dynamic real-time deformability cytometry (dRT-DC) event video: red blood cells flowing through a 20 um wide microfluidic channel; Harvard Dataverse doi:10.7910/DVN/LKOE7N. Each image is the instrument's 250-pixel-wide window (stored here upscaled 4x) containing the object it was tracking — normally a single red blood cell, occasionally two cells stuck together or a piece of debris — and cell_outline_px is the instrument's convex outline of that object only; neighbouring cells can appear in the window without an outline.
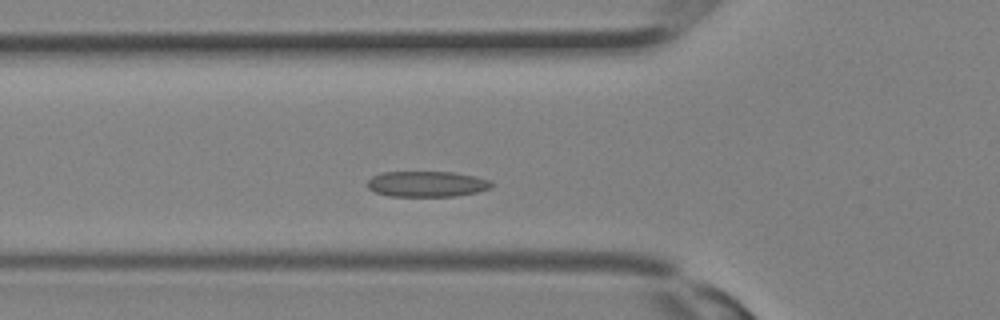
{"species": "Egyptian fruit bat (a non-hibernating species)", "species_latin": "Rousettus aegyptiacus", "temperature_condition": "room temperature", "stored_images_in_passage": 28, "camera_frame_rate_fps": 3000, "um_per_image_px": 0.085, "animal": {"sex": "female"}, "frame": {"image": 1, "passage_image": 7, "time_ms": 2.0, "image_size_px": [1000, 320], "cell_outline_px": [[492, 188], [476, 192], [456, 196], [388, 196], [376, 192], [368, 188], [368, 180], [372, 176], [380, 172], [452, 172], [476, 176], [488, 180], [492, 184]], "centroid_in_image_um": [36.27, 15.64], "position_along_channel_um": 89.5, "area_um2": 18.55}}
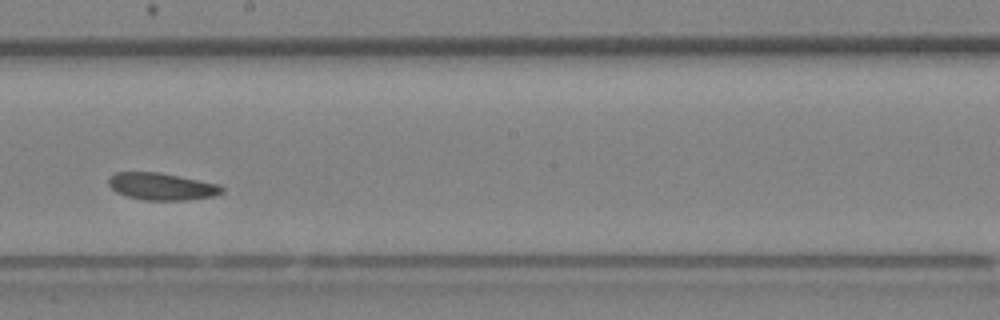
{"frame": {"image": 2, "passage_image": 14, "time_ms": 4.333, "image_size_px": [1000, 320], "cell_outline_px": [[224, 192], [216, 196], [184, 200], [144, 200], [128, 196], [116, 192], [108, 184], [108, 176], [116, 172], [160, 172], [220, 184], [224, 188]], "centroid_in_image_um": [13.77, 15.84], "position_along_channel_um": 234.4, "area_um2": 18.09}}
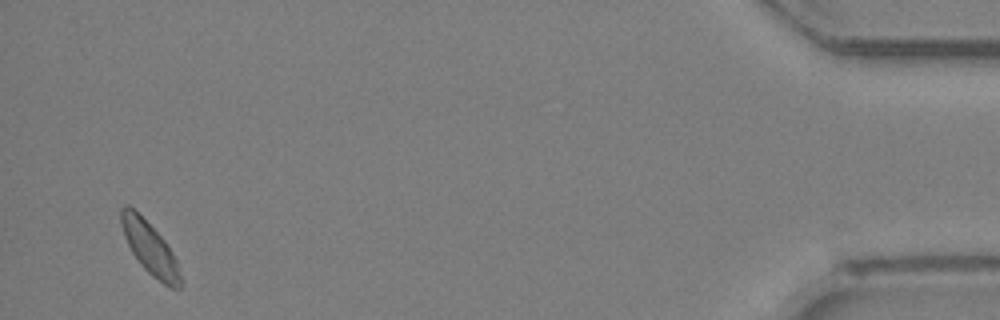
{"frame": {"image": 3, "passage_image": 27, "time_ms": 8.667, "image_size_px": [1000, 320], "cell_outline_px": [[184, 284], [180, 288], [172, 288], [164, 284], [152, 276], [140, 264], [132, 252], [124, 236], [120, 224], [120, 208], [124, 204], [128, 204], [164, 240], [172, 252], [176, 260]], "centroid_in_image_um": [12.74, 21.12], "position_along_channel_um": 422.5, "area_um2": 17.86}}